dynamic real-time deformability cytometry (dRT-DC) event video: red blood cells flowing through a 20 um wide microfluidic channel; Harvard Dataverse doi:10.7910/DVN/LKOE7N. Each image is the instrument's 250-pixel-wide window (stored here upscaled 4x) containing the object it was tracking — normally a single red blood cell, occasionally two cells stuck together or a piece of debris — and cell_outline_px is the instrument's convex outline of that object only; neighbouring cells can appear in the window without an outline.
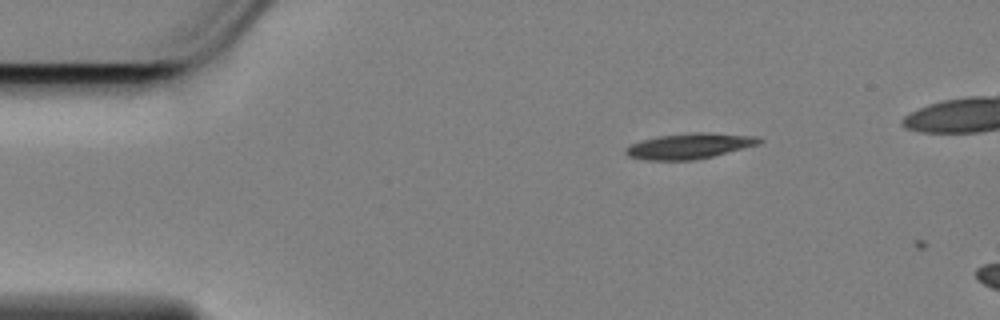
{"species": "Egyptian fruit bat (a non-hibernating species)", "species_latin": "Rousettus aegyptiacus", "temperature_condition": "cold", "stored_images_in_passage": 4, "camera_frame_rate_fps": 3000, "um_per_image_px": 0.085, "animal": {"sex": "female"}, "frame": {"image": 1, "passage_image": 2, "time_ms": 0.333, "image_size_px": [1000, 320], "cell_outline_px": [[764, 140], [760, 144], [712, 156], [692, 160], [644, 160], [628, 156], [624, 152], [624, 148], [628, 144], [640, 140], [660, 136], [692, 132], [708, 132], [756, 136]], "centroid_in_image_um": [58.56, 12.4], "position_along_channel_um": 26.4, "area_um2": 20.0}}